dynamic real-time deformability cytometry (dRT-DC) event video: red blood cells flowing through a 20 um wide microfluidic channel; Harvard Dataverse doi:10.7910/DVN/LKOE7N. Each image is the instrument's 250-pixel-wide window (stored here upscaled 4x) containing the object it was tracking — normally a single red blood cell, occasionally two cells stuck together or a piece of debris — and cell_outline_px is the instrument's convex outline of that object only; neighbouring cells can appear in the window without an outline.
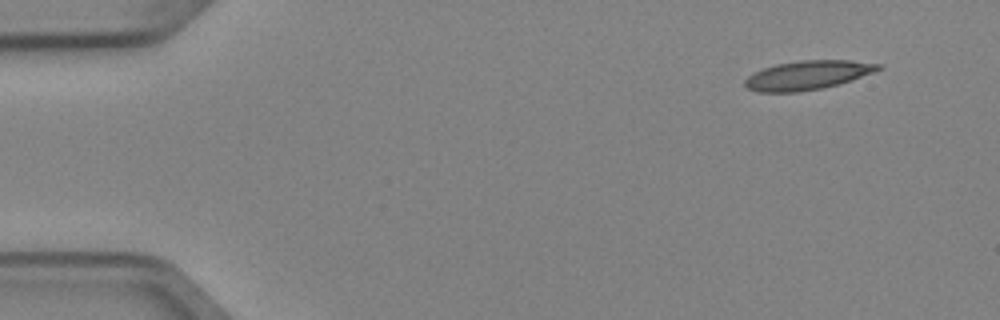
{"species": "Egyptian fruit bat (a non-hibernating species)", "species_latin": "Rousettus aegyptiacus", "temperature_condition": "cold", "stored_images_in_passage": 3, "camera_frame_rate_fps": 3000, "um_per_image_px": 0.085, "animal": {"sex": "female"}, "frame": {"image": 1, "passage_image": 1, "time_ms": 0.0, "image_size_px": [1000, 320], "cell_outline_px": [[884, 68], [852, 80], [840, 84], [820, 88], [796, 92], [756, 92], [748, 88], [744, 84], [744, 80], [752, 72], [776, 64], [800, 60], [852, 60], [884, 64]], "centroid_in_image_um": [68.67, 6.38], "position_along_channel_um": 16.3, "area_um2": 22.72}}